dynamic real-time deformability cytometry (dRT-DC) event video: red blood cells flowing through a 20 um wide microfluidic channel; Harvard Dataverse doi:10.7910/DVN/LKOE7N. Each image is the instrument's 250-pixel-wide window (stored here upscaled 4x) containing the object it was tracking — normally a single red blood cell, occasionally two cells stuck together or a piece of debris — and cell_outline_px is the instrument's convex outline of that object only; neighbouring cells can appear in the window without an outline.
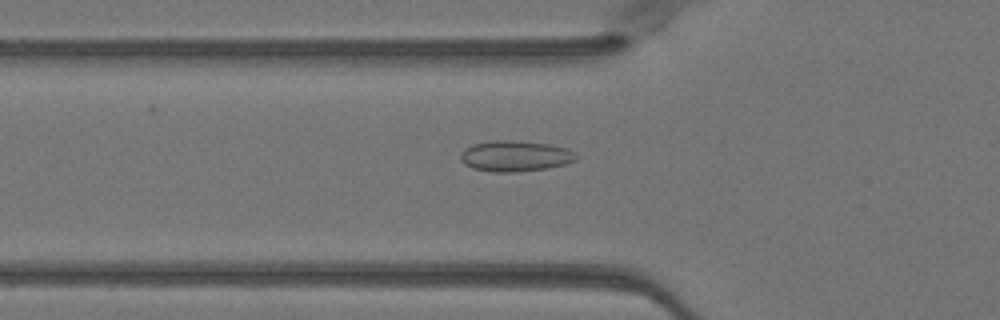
{"species": "Egyptian fruit bat (a non-hibernating species)", "species_latin": "Rousettus aegyptiacus", "temperature_condition": "warm", "stored_images_in_passage": 46, "camera_frame_rate_fps": 3000, "um_per_image_px": 0.085, "animal": {"sex": "female"}, "frame": {"image": 1, "passage_image": 18, "time_ms": 5.667, "image_size_px": [1000, 320], "cell_outline_px": [[576, 160], [564, 164], [548, 168], [516, 172], [492, 172], [472, 168], [464, 164], [460, 160], [460, 152], [464, 148], [472, 144], [492, 140], [512, 140], [548, 144], [568, 148], [576, 152]], "centroid_in_image_um": [43.76, 13.26], "position_along_channel_um": 82.0, "area_um2": 20.98}}
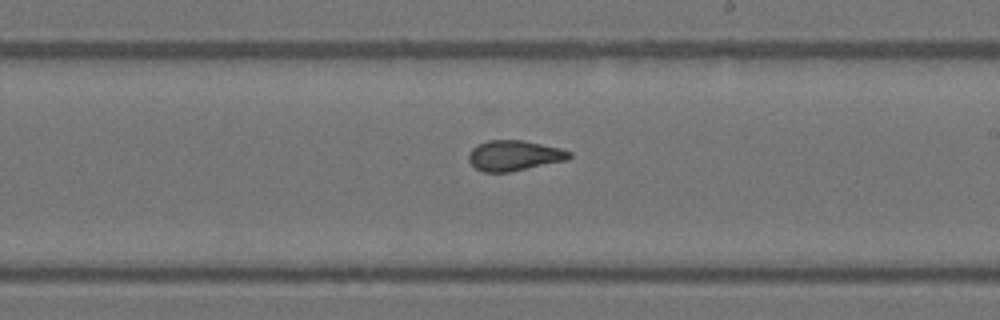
{"frame": {"image": 2, "passage_image": 30, "time_ms": 9.667, "image_size_px": [1000, 320], "cell_outline_px": [[572, 156], [568, 160], [508, 172], [484, 172], [476, 168], [468, 160], [468, 152], [472, 148], [488, 140], [524, 140], [560, 148], [572, 152]], "centroid_in_image_um": [43.72, 13.22], "position_along_channel_um": 245.3, "area_um2": 17.8}}
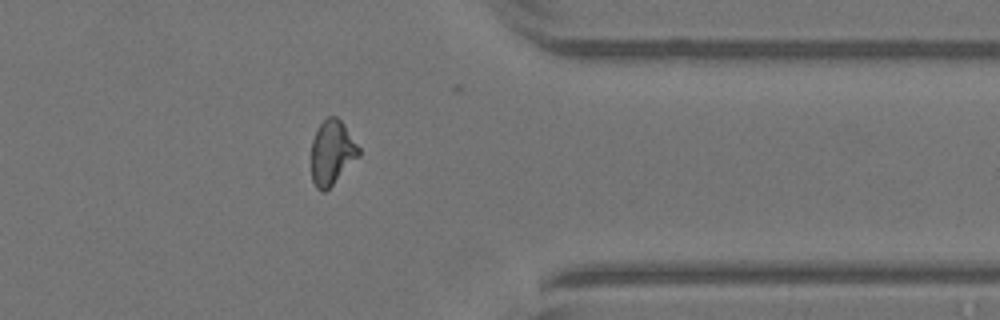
{"frame": {"image": 3, "passage_image": 41, "time_ms": 13.333, "image_size_px": [1000, 320], "cell_outline_px": [[360, 156], [324, 192], [320, 192], [316, 188], [312, 180], [312, 140], [320, 124], [328, 116], [336, 116], [344, 124], [360, 148]], "centroid_in_image_um": [28.23, 12.96], "position_along_channel_um": 383.2, "area_um2": 17.69}, "authors_computed_cell_mechanics": {"area_um2": 18.7272, "velocity_mm_per_s": 4.0592, "shape_relaxation_time_tau1_ms": null, "shape_relaxation_time_tau2_ms": 1.098, "deformation_change_tau1": null, "deformation_change_tau2": 0.0692}}